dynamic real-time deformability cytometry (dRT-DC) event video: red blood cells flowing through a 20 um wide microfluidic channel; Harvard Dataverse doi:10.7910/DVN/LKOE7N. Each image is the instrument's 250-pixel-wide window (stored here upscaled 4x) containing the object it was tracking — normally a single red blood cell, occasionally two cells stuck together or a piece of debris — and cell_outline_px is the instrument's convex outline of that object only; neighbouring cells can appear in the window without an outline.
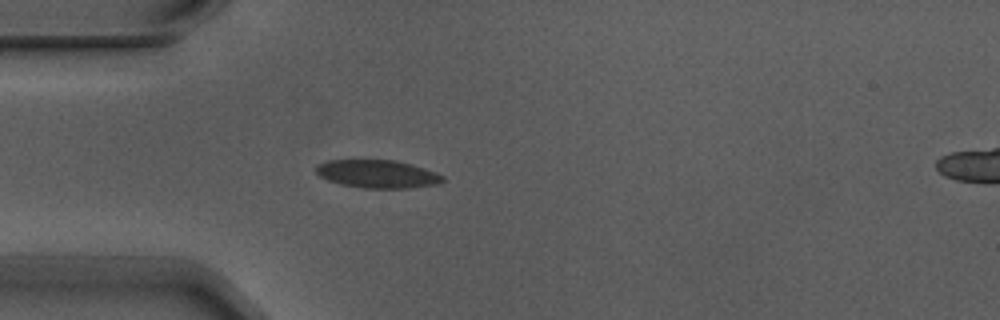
{"species": "Egyptian fruit bat (a non-hibernating species)", "species_latin": "Rousettus aegyptiacus", "temperature_condition": "warm", "stored_images_in_passage": 5, "camera_frame_rate_fps": 3000, "um_per_image_px": 0.085, "animal": {"sex": "male"}, "frame": {"image": 1, "passage_image": 5, "time_ms": 1.333, "image_size_px": [1000, 320], "cell_outline_px": [[444, 180], [440, 184], [408, 188], [364, 188], [340, 184], [328, 180], [320, 176], [316, 172], [316, 164], [324, 160], [396, 160], [424, 168], [444, 176]], "centroid_in_image_um": [32.07, 14.78], "position_along_channel_um": 52.9, "area_um2": 20.75}}